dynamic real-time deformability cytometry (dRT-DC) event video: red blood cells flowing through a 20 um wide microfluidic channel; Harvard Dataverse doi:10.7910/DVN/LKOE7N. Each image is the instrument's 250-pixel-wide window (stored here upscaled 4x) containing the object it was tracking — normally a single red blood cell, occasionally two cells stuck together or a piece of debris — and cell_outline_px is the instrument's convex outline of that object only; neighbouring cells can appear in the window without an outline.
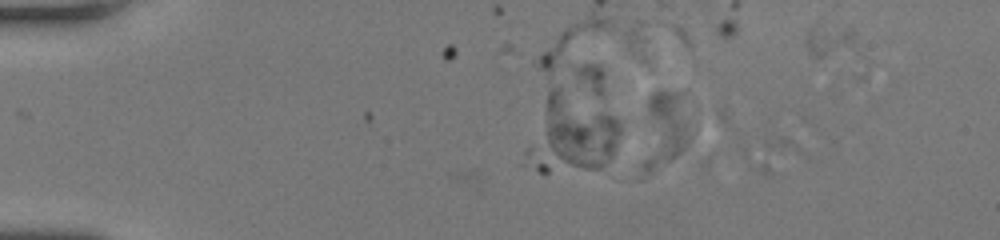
{"species": "human", "species_latin": "Homo sapiens", "temperature_condition": "room temperature", "stored_images_in_passage": 7, "camera_frame_rate_fps": 3000, "um_per_image_px": 0.085, "donor": {"sex": "female"}, "frame": {"image": 1, "passage_image": 3, "time_ms": 0.667, "image_size_px": [1000, 240], "cell_outline_px": [[688, 144], [676, 156], [644, 180], [640, 180], [640, 164], [648, 100], [656, 92], [684, 92], [688, 128]], "centroid_in_image_um": [56.4, 11.16], "position_along_channel_um": 28.6, "area_um2": 22.08}}